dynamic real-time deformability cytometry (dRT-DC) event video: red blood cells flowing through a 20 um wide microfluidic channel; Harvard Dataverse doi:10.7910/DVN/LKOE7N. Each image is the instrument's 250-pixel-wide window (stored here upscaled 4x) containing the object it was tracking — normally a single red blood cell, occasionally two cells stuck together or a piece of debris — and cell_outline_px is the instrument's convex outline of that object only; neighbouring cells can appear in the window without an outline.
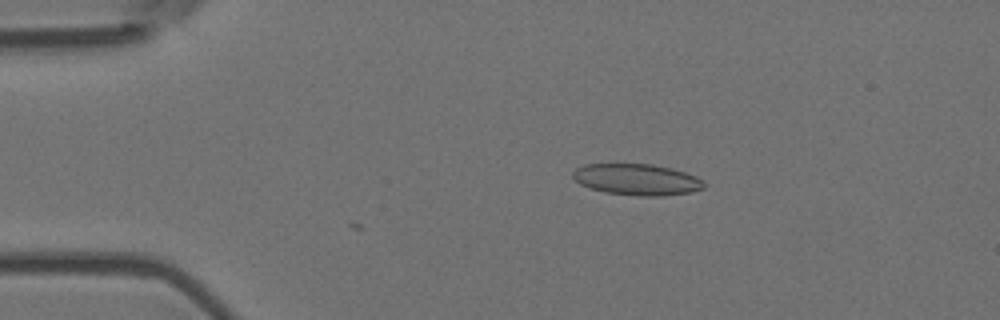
{"species": "Egyptian fruit bat (a non-hibernating species)", "species_latin": "Rousettus aegyptiacus", "temperature_condition": "room temperature", "stored_images_in_passage": 2, "camera_frame_rate_fps": 3000, "um_per_image_px": 0.085, "animal": {"sex": "female"}, "frame": {"image": 1, "passage_image": 2, "time_ms": 0.333, "image_size_px": [1000, 320], "cell_outline_px": [[704, 188], [692, 192], [664, 196], [640, 196], [604, 192], [580, 184], [572, 176], [572, 172], [576, 168], [584, 164], [652, 164], [672, 168], [696, 176], [704, 180]], "centroid_in_image_um": [54.16, 15.26], "position_along_channel_um": 30.8, "area_um2": 23.99}}